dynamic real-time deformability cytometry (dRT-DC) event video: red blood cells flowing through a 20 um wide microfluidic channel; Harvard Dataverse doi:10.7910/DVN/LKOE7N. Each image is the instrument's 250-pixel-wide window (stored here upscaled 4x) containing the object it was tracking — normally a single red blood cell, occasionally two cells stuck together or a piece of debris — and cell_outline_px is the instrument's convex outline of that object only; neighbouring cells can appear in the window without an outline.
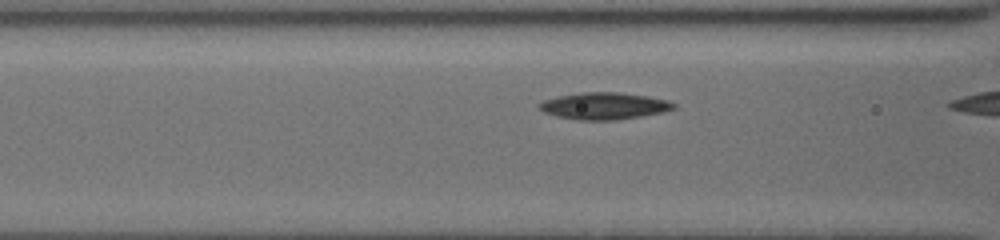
{"species": "common noctule bat (a hibernating species)", "species_latin": "Nyctalus noctula", "temperature_condition": "cold", "stored_images_in_passage": 10, "camera_frame_rate_fps": 3000, "um_per_image_px": 0.085, "animal": {"sex": "female", "body_mass_g": 19.5, "forearm_length_mm": 54.1}, "frame": {"image": 1, "passage_image": 9, "time_ms": 2.667, "image_size_px": [1000, 240], "cell_outline_px": [[676, 108], [664, 112], [616, 120], [580, 120], [556, 116], [544, 112], [536, 108], [536, 104], [544, 100], [556, 96], [580, 92], [620, 92], [648, 96], [668, 100], [676, 104]], "centroid_in_image_um": [51.32, 9.0], "position_along_channel_um": 115.3, "area_um2": 21.33}}